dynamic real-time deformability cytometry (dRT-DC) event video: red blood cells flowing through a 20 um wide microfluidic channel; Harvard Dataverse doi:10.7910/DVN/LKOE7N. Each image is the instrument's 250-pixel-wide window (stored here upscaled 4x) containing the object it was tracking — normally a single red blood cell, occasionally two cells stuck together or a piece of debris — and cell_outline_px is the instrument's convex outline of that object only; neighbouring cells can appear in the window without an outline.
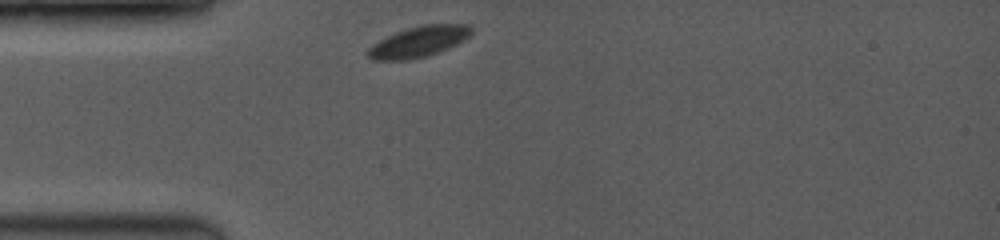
{"species": "common noctule bat (a hibernating species)", "species_latin": "Nyctalus noctula", "temperature_condition": "room temperature", "stored_images_in_passage": 37, "camera_frame_rate_fps": 3500, "um_per_image_px": 0.085, "animal": {"sex": "female", "body_mass_g": 19.0, "forearm_length_mm": 53.3}, "frame": {"image": 1, "passage_image": 1, "time_ms": 0.0, "image_size_px": [1000, 240], "cell_outline_px": [[472, 32], [468, 36], [456, 44], [436, 52], [424, 56], [404, 60], [372, 60], [364, 52], [372, 44], [396, 32], [408, 28], [424, 24], [468, 24], [472, 28]], "centroid_in_image_um": [35.54, 3.53], "position_along_channel_um": 49.5, "area_um2": 18.21}}
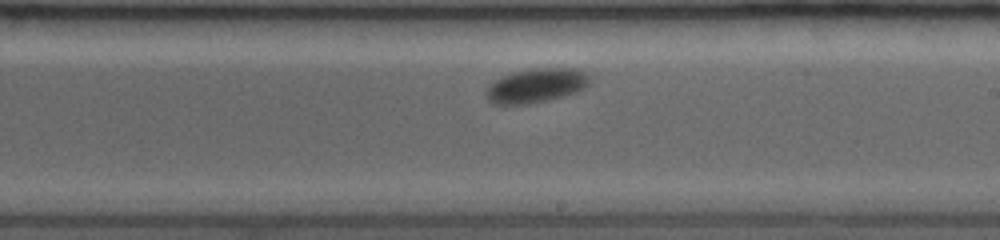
{"frame": {"image": 2, "passage_image": 20, "time_ms": 5.429, "image_size_px": [1000, 240], "cell_outline_px": [[592, 76], [588, 84], [584, 88], [576, 92], [564, 96], [548, 100], [528, 104], [492, 104], [484, 96], [484, 92], [488, 84], [500, 76], [532, 68], [572, 68], [588, 72]], "centroid_in_image_um": [45.56, 7.27], "position_along_channel_um": 243.4, "area_um2": 21.04}}
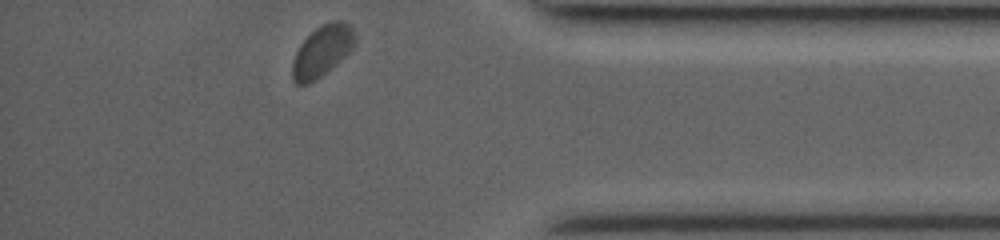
{"frame": {"image": 3, "passage_image": 37, "time_ms": 10.0, "image_size_px": [1000, 240], "cell_outline_px": [[356, 44], [336, 64], [316, 80], [308, 84], [296, 84], [292, 80], [292, 60], [300, 44], [316, 28], [332, 20], [340, 20], [348, 24], [352, 28], [356, 36]], "centroid_in_image_um": [27.37, 4.34], "position_along_channel_um": 407.8, "area_um2": 18.55}, "authors_computed_cell_mechanics": {"area_um2": 19.5942, "velocity_mm_per_s": 3.7989, "shape_relaxation_time_tau1_ms": 0.5215, "shape_relaxation_time_tau2_ms": null, "deformation_change_tau1": 0.0457, "deformation_change_tau2": null}}